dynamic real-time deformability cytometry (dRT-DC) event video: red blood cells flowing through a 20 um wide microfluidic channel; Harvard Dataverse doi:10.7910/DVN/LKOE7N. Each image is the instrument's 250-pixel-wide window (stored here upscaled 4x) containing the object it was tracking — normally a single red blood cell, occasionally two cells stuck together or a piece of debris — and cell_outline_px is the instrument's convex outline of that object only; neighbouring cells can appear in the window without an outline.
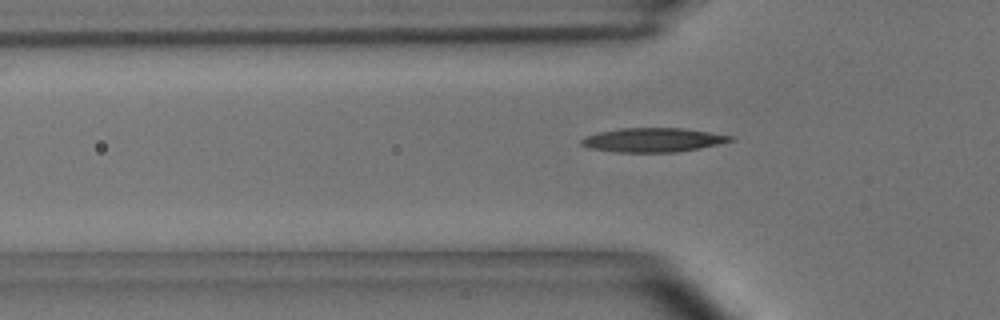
{"species": "common noctule bat (a hibernating species)", "species_latin": "Nyctalus noctula", "temperature_condition": "room temperature", "stored_images_in_passage": 34, "camera_frame_rate_fps": 3000, "um_per_image_px": 0.085, "animal": {"sex": "male", "body_mass_g": 15.6}, "frame": {"image": 1, "passage_image": 4, "time_ms": 1.0, "image_size_px": [1000, 320], "cell_outline_px": [[736, 140], [700, 148], [676, 152], [616, 152], [588, 148], [580, 144], [580, 140], [588, 136], [600, 132], [620, 128], [684, 128], [736, 136]], "centroid_in_image_um": [55.56, 11.89], "position_along_channel_um": 70.2, "area_um2": 20.98}}
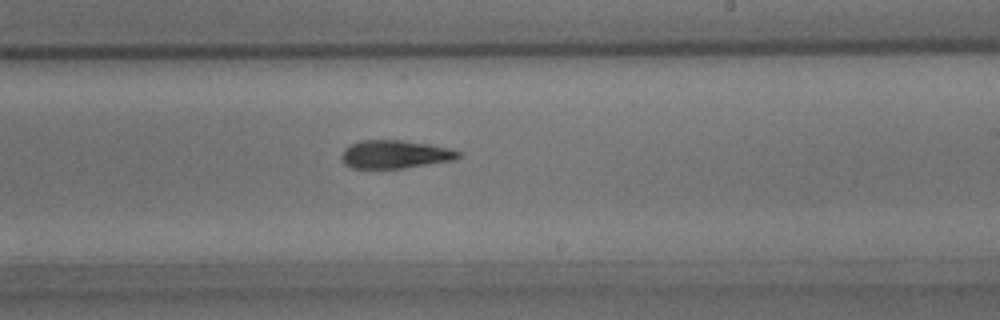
{"frame": {"image": 2, "passage_image": 19, "time_ms": 6.0, "image_size_px": [1000, 320], "cell_outline_px": [[460, 156], [456, 160], [404, 168], [352, 168], [344, 164], [340, 156], [344, 148], [360, 140], [400, 140], [428, 144], [448, 148], [460, 152]], "centroid_in_image_um": [33.56, 13.12], "position_along_channel_um": 255.4, "area_um2": 19.19}}
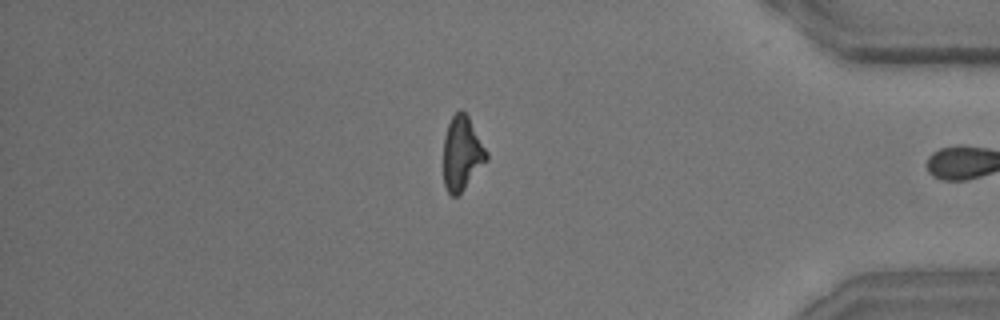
{"frame": {"image": 3, "passage_image": 33, "time_ms": 10.667, "image_size_px": [1000, 320], "cell_outline_px": [[488, 160], [464, 188], [456, 196], [452, 196], [448, 192], [444, 184], [444, 136], [448, 124], [452, 116], [460, 108], [468, 116], [488, 152]], "centroid_in_image_um": [39.27, 13.01], "position_along_channel_um": 395.9, "area_um2": 18.44}, "authors_computed_cell_mechanics": {"area_um2": 19.5653, "velocity_mm_per_s": 3.6766, "shape_relaxation_time_tau1_ms": 4.6705, "shape_relaxation_time_tau2_ms": 3.4702, "deformation_change_tau1": 0.1767, "deformation_change_tau2": 0.1193}}